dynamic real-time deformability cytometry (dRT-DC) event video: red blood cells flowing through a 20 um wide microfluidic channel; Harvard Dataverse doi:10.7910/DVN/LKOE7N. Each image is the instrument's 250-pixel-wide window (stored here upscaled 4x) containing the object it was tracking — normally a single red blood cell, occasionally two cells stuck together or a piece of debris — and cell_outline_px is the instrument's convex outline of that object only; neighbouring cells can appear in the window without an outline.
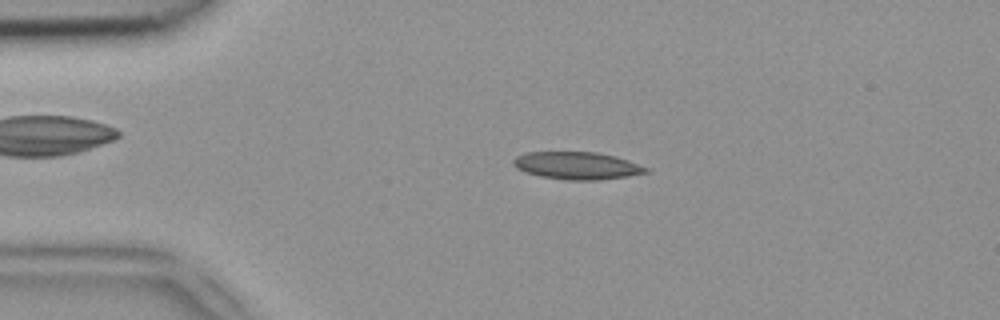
{"species": "common noctule bat (a hibernating species)", "species_latin": "Nyctalus noctula", "temperature_condition": "room temperature", "stored_images_in_passage": 48, "camera_frame_rate_fps": 3000, "um_per_image_px": 0.085, "animal": {"sex": "female", "body_mass_g": 18.4}, "frame": {"image": 1, "passage_image": 10, "time_ms": 3.0, "image_size_px": [1000, 320], "cell_outline_px": [[648, 172], [628, 176], [600, 180], [564, 180], [540, 176], [524, 172], [516, 168], [512, 164], [512, 160], [516, 156], [528, 152], [596, 152], [616, 156], [628, 160], [648, 168]], "centroid_in_image_um": [49.01, 14.08], "position_along_channel_um": 36.0, "area_um2": 21.33}}
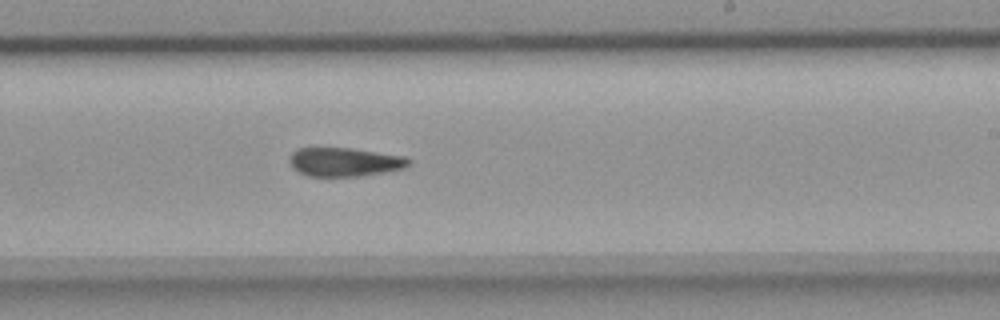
{"frame": {"image": 2, "passage_image": 29, "time_ms": 9.333, "image_size_px": [1000, 320], "cell_outline_px": [[412, 160], [404, 168], [384, 172], [360, 176], [308, 176], [292, 168], [288, 160], [292, 152], [300, 148], [352, 148], [404, 156]], "centroid_in_image_um": [29.27, 13.76], "position_along_channel_um": 259.7, "area_um2": 19.94}}
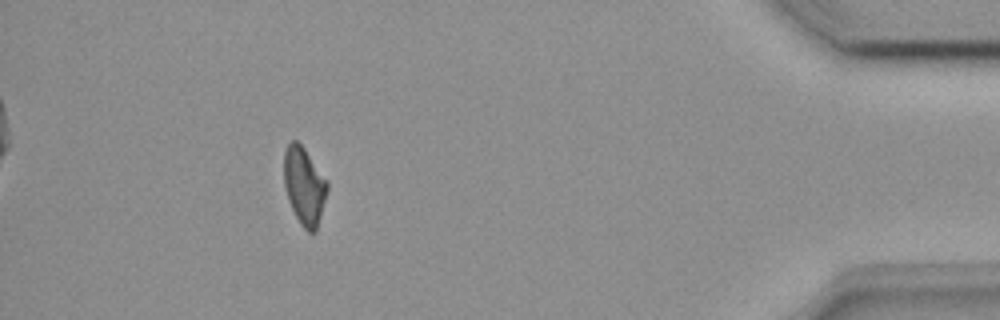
{"frame": {"image": 3, "passage_image": 44, "time_ms": 14.333, "image_size_px": [1000, 320], "cell_outline_px": [[328, 188], [316, 232], [308, 232], [300, 224], [288, 200], [284, 184], [284, 152], [288, 144], [292, 140], [296, 140], [304, 148], [328, 180]], "centroid_in_image_um": [25.86, 15.79], "position_along_channel_um": 409.3, "area_um2": 19.54}}